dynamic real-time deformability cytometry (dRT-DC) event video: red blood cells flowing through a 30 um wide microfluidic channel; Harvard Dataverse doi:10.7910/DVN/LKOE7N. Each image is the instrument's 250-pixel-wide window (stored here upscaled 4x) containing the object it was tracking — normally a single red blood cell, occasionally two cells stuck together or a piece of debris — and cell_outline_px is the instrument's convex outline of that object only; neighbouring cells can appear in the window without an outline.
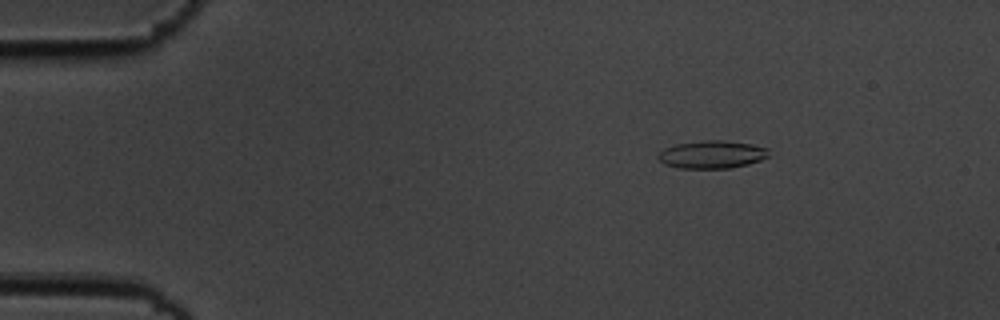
{"species": "common noctule bat (a hibernating species)", "species_latin": "Nyctalus noctula", "temperature_condition": "cold", "stored_images_in_passage": 8, "camera_frame_rate_fps": 3000, "um_per_image_px": 0.085, "animal": {"sex": "male", "body_mass_g": 19.5, "forearm_length_mm": 54.6}, "frame": {"image": 1, "passage_image": 3, "time_ms": 0.667, "image_size_px": [1000, 320], "cell_outline_px": [[768, 156], [760, 160], [748, 164], [728, 168], [680, 168], [664, 164], [656, 156], [664, 148], [676, 144], [704, 140], [724, 140], [752, 144], [768, 148]], "centroid_in_image_um": [60.5, 13.12], "position_along_channel_um": 24.5, "area_um2": 17.86}}
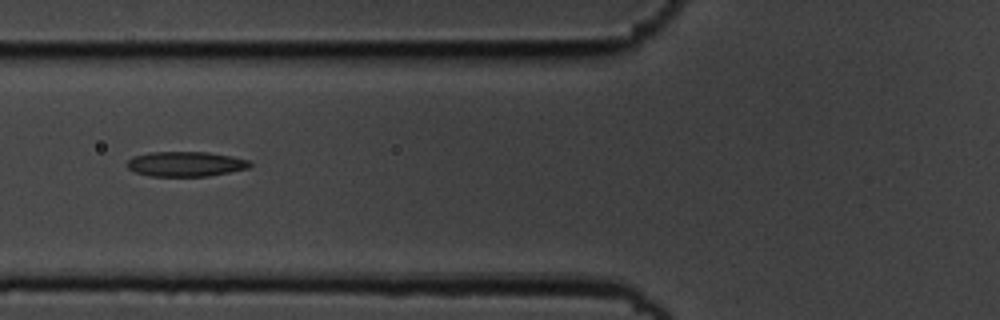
{"frame": {"image": 2, "passage_image": 6, "time_ms": 1.667, "image_size_px": [1000, 320], "cell_outline_px": [[252, 164], [248, 168], [208, 176], [148, 176], [136, 172], [128, 168], [128, 160], [132, 156], [148, 152], [208, 152], [232, 156], [248, 160]], "centroid_in_image_um": [15.76, 13.93], "position_along_channel_um": 110.0, "area_um2": 17.8}}
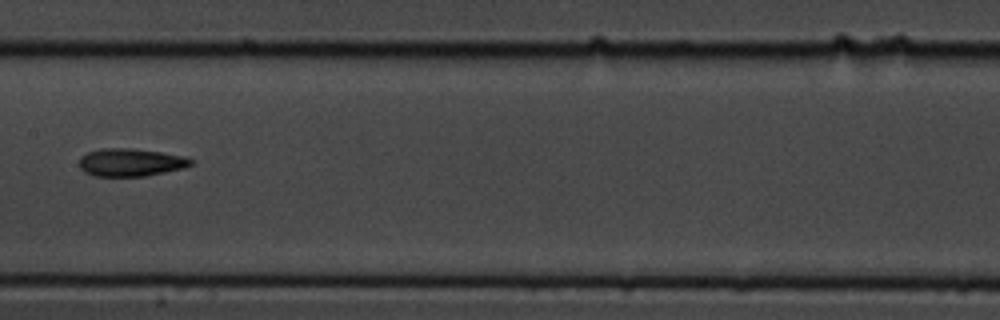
{"frame": {"image": 3, "passage_image": 8, "time_ms": 2.333, "image_size_px": [1000, 320], "cell_outline_px": [[196, 160], [192, 164], [184, 168], [144, 176], [96, 176], [84, 172], [80, 168], [80, 156], [88, 152], [100, 148], [132, 148], [160, 152], [184, 156]], "centroid_in_image_um": [11.11, 13.79], "position_along_channel_um": 196.3, "area_um2": 18.15}}